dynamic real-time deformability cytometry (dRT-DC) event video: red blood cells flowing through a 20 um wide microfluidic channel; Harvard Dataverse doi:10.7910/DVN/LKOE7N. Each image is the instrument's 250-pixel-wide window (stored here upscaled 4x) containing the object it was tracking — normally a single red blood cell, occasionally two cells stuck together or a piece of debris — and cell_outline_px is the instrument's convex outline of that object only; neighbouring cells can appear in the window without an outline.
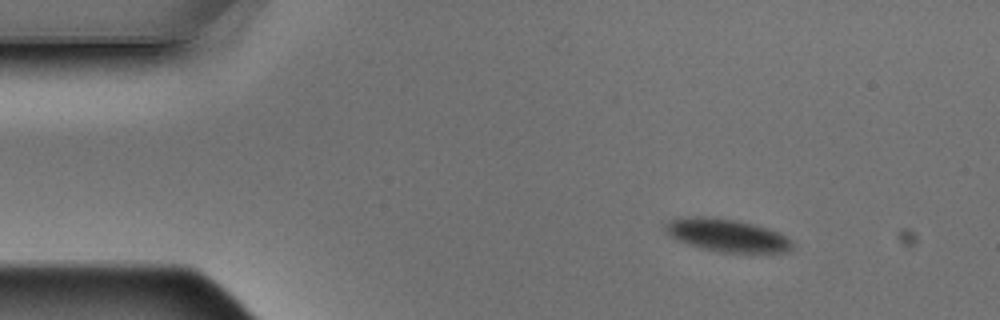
{"species": "Egyptian fruit bat (a non-hibernating species)", "species_latin": "Rousettus aegyptiacus", "temperature_condition": "warm", "stored_images_in_passage": 4, "camera_frame_rate_fps": 3000, "um_per_image_px": 0.085, "animal": {"sex": "male"}, "frame": {"image": 1, "passage_image": 2, "time_ms": 0.333, "image_size_px": [1000, 320], "cell_outline_px": [[792, 248], [788, 252], [720, 252], [700, 248], [676, 240], [664, 228], [664, 224], [668, 220], [680, 216], [704, 216], [736, 220], [768, 228], [780, 232], [792, 240]], "centroid_in_image_um": [61.77, 19.98], "position_along_channel_um": 23.2, "area_um2": 24.39}}